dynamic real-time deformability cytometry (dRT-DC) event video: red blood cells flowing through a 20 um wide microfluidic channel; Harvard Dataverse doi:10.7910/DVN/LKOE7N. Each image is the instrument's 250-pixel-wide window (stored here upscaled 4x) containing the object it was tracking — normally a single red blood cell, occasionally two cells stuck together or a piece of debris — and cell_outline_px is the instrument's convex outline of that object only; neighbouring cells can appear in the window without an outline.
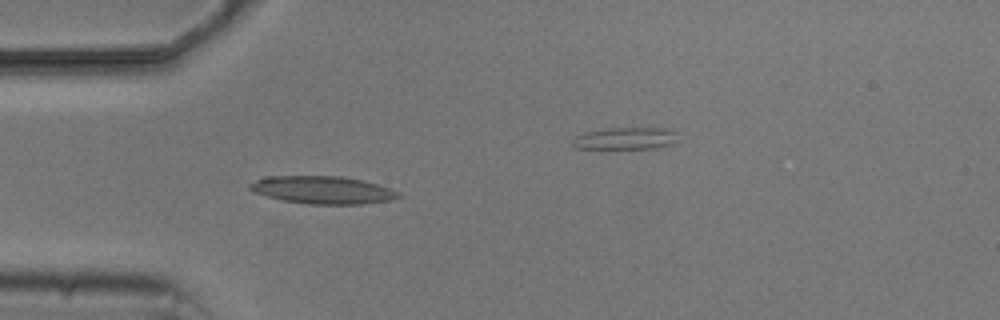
{"species": "common noctule bat (a hibernating species)", "species_latin": "Nyctalus noctula", "temperature_condition": "cold", "stored_images_in_passage": 6, "segment_of_instrument_passage": [1, 2], "camera_frame_rate_fps": 3000, "um_per_image_px": 0.085, "animal": {"sex": "male", "body_mass_g": 20.5, "forearm_length_mm": 52.5}, "frame": {"image": 1, "passage_image": 5, "time_ms": 4.667, "image_size_px": [1000, 320], "cell_outline_px": [[400, 196], [388, 200], [360, 204], [308, 204], [284, 200], [268, 196], [256, 192], [248, 188], [248, 184], [264, 176], [344, 176], [376, 184], [400, 192]], "centroid_in_image_um": [27.39, 16.13], "position_along_channel_um": 57.6, "area_um2": 23.64}}